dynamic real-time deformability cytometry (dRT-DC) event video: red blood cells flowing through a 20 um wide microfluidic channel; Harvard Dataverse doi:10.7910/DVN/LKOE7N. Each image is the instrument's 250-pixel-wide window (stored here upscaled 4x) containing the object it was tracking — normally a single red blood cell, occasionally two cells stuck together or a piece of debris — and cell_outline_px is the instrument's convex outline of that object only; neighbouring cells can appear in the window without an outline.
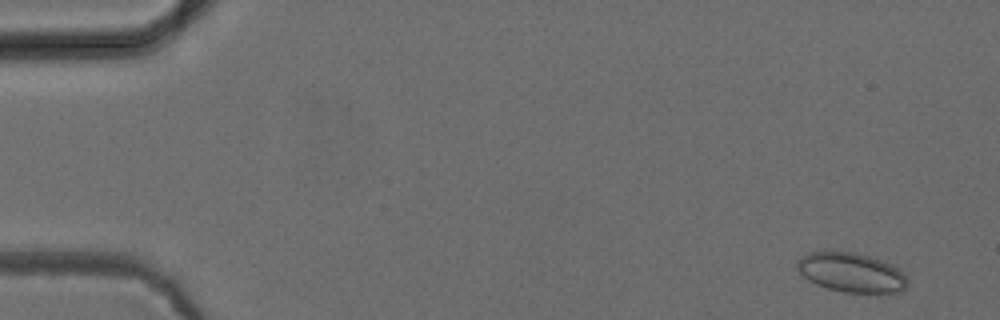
{"species": "common noctule bat (a hibernating species)", "species_latin": "Nyctalus noctula", "temperature_condition": "cold", "stored_images_in_passage": 13, "camera_frame_rate_fps": 3000, "um_per_image_px": 0.085, "animal": {"sex": "female", "body_mass_g": 24.6, "forearm_length_mm": 56.2}, "frame": {"image": 1, "passage_image": 3, "time_ms": 0.667, "image_size_px": [1000, 320], "cell_outline_px": [[908, 284], [900, 292], [844, 292], [828, 288], [816, 284], [808, 280], [796, 268], [796, 260], [808, 252], [852, 252], [868, 256], [892, 264], [908, 280]], "centroid_in_image_um": [72.32, 23.16], "position_along_channel_um": 12.7, "area_um2": 24.97}}